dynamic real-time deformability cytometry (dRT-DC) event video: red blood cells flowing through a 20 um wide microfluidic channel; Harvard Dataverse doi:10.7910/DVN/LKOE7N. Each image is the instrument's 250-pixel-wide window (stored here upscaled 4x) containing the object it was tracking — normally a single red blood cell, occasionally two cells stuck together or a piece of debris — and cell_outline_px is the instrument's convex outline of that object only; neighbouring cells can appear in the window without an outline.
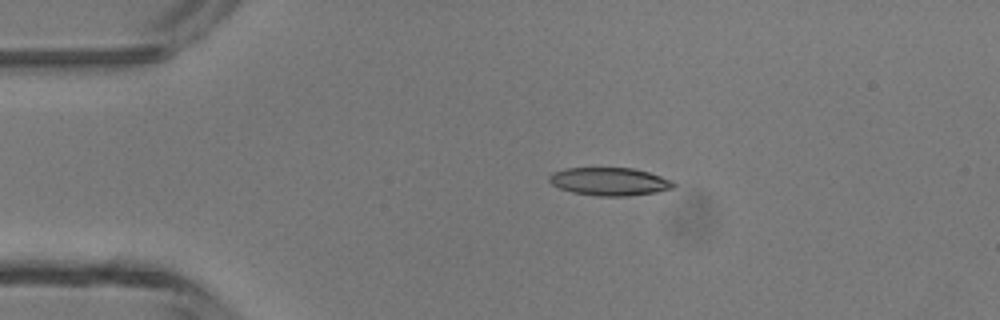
{"species": "common noctule bat (a hibernating species)", "species_latin": "Nyctalus noctula", "temperature_condition": "room temperature", "stored_images_in_passage": 3, "camera_frame_rate_fps": 3000, "um_per_image_px": 0.085, "animal": {"sex": "male", "body_mass_g": 13.3}, "frame": {"image": 1, "passage_image": 2, "time_ms": 1.0, "image_size_px": [1000, 320], "cell_outline_px": [[676, 184], [672, 188], [656, 192], [628, 196], [596, 196], [572, 192], [560, 188], [552, 184], [548, 180], [548, 176], [552, 172], [564, 168], [632, 168], [648, 172], [672, 180]], "centroid_in_image_um": [51.78, 15.43], "position_along_channel_um": 33.2, "area_um2": 20.29}}